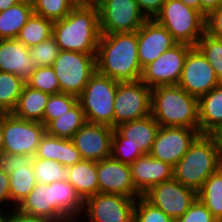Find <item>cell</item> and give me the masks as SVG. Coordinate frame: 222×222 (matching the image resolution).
I'll return each instance as SVG.
<instances>
[{
    "instance_id": "cell-19",
    "label": "cell",
    "mask_w": 222,
    "mask_h": 222,
    "mask_svg": "<svg viewBox=\"0 0 222 222\" xmlns=\"http://www.w3.org/2000/svg\"><path fill=\"white\" fill-rule=\"evenodd\" d=\"M159 128L160 125L151 114L122 123L113 130L112 145H131L143 155L150 154Z\"/></svg>"
},
{
    "instance_id": "cell-39",
    "label": "cell",
    "mask_w": 222,
    "mask_h": 222,
    "mask_svg": "<svg viewBox=\"0 0 222 222\" xmlns=\"http://www.w3.org/2000/svg\"><path fill=\"white\" fill-rule=\"evenodd\" d=\"M59 52L57 41L52 36L29 48L30 57L33 58L36 68L52 66Z\"/></svg>"
},
{
    "instance_id": "cell-11",
    "label": "cell",
    "mask_w": 222,
    "mask_h": 222,
    "mask_svg": "<svg viewBox=\"0 0 222 222\" xmlns=\"http://www.w3.org/2000/svg\"><path fill=\"white\" fill-rule=\"evenodd\" d=\"M135 204L124 195L98 192L84 200L81 216L90 222H133Z\"/></svg>"
},
{
    "instance_id": "cell-15",
    "label": "cell",
    "mask_w": 222,
    "mask_h": 222,
    "mask_svg": "<svg viewBox=\"0 0 222 222\" xmlns=\"http://www.w3.org/2000/svg\"><path fill=\"white\" fill-rule=\"evenodd\" d=\"M32 161L33 156L0 153V169L9 174L10 178L11 211L12 207L17 208L36 186Z\"/></svg>"
},
{
    "instance_id": "cell-2",
    "label": "cell",
    "mask_w": 222,
    "mask_h": 222,
    "mask_svg": "<svg viewBox=\"0 0 222 222\" xmlns=\"http://www.w3.org/2000/svg\"><path fill=\"white\" fill-rule=\"evenodd\" d=\"M96 71L118 82L141 79L137 31L101 34L96 54Z\"/></svg>"
},
{
    "instance_id": "cell-35",
    "label": "cell",
    "mask_w": 222,
    "mask_h": 222,
    "mask_svg": "<svg viewBox=\"0 0 222 222\" xmlns=\"http://www.w3.org/2000/svg\"><path fill=\"white\" fill-rule=\"evenodd\" d=\"M80 0H35L32 4L34 14L51 21L65 18Z\"/></svg>"
},
{
    "instance_id": "cell-38",
    "label": "cell",
    "mask_w": 222,
    "mask_h": 222,
    "mask_svg": "<svg viewBox=\"0 0 222 222\" xmlns=\"http://www.w3.org/2000/svg\"><path fill=\"white\" fill-rule=\"evenodd\" d=\"M25 83L33 89L50 95L60 93V85L52 66L37 68Z\"/></svg>"
},
{
    "instance_id": "cell-52",
    "label": "cell",
    "mask_w": 222,
    "mask_h": 222,
    "mask_svg": "<svg viewBox=\"0 0 222 222\" xmlns=\"http://www.w3.org/2000/svg\"><path fill=\"white\" fill-rule=\"evenodd\" d=\"M23 1H26V2L31 3V4H33L35 2V0H23Z\"/></svg>"
},
{
    "instance_id": "cell-49",
    "label": "cell",
    "mask_w": 222,
    "mask_h": 222,
    "mask_svg": "<svg viewBox=\"0 0 222 222\" xmlns=\"http://www.w3.org/2000/svg\"><path fill=\"white\" fill-rule=\"evenodd\" d=\"M20 0H0V12L8 9L9 7L15 5Z\"/></svg>"
},
{
    "instance_id": "cell-17",
    "label": "cell",
    "mask_w": 222,
    "mask_h": 222,
    "mask_svg": "<svg viewBox=\"0 0 222 222\" xmlns=\"http://www.w3.org/2000/svg\"><path fill=\"white\" fill-rule=\"evenodd\" d=\"M97 176L100 193L120 194L133 199L143 196L135 188L130 165L112 156L97 162Z\"/></svg>"
},
{
    "instance_id": "cell-53",
    "label": "cell",
    "mask_w": 222,
    "mask_h": 222,
    "mask_svg": "<svg viewBox=\"0 0 222 222\" xmlns=\"http://www.w3.org/2000/svg\"><path fill=\"white\" fill-rule=\"evenodd\" d=\"M67 222H76V220H69V221H67ZM77 222H79V221H77Z\"/></svg>"
},
{
    "instance_id": "cell-18",
    "label": "cell",
    "mask_w": 222,
    "mask_h": 222,
    "mask_svg": "<svg viewBox=\"0 0 222 222\" xmlns=\"http://www.w3.org/2000/svg\"><path fill=\"white\" fill-rule=\"evenodd\" d=\"M114 128L86 122L72 137L83 160L100 161L111 156Z\"/></svg>"
},
{
    "instance_id": "cell-6",
    "label": "cell",
    "mask_w": 222,
    "mask_h": 222,
    "mask_svg": "<svg viewBox=\"0 0 222 222\" xmlns=\"http://www.w3.org/2000/svg\"><path fill=\"white\" fill-rule=\"evenodd\" d=\"M154 19L167 29L177 43L196 47L205 33V17L180 0H166Z\"/></svg>"
},
{
    "instance_id": "cell-4",
    "label": "cell",
    "mask_w": 222,
    "mask_h": 222,
    "mask_svg": "<svg viewBox=\"0 0 222 222\" xmlns=\"http://www.w3.org/2000/svg\"><path fill=\"white\" fill-rule=\"evenodd\" d=\"M151 115L160 127L176 126L200 130L198 98L178 85L152 88Z\"/></svg>"
},
{
    "instance_id": "cell-40",
    "label": "cell",
    "mask_w": 222,
    "mask_h": 222,
    "mask_svg": "<svg viewBox=\"0 0 222 222\" xmlns=\"http://www.w3.org/2000/svg\"><path fill=\"white\" fill-rule=\"evenodd\" d=\"M133 222H175V220L141 196L136 199Z\"/></svg>"
},
{
    "instance_id": "cell-20",
    "label": "cell",
    "mask_w": 222,
    "mask_h": 222,
    "mask_svg": "<svg viewBox=\"0 0 222 222\" xmlns=\"http://www.w3.org/2000/svg\"><path fill=\"white\" fill-rule=\"evenodd\" d=\"M138 56L142 69L177 42L155 19H147L137 30Z\"/></svg>"
},
{
    "instance_id": "cell-47",
    "label": "cell",
    "mask_w": 222,
    "mask_h": 222,
    "mask_svg": "<svg viewBox=\"0 0 222 222\" xmlns=\"http://www.w3.org/2000/svg\"><path fill=\"white\" fill-rule=\"evenodd\" d=\"M222 5V0H200V13L206 17Z\"/></svg>"
},
{
    "instance_id": "cell-46",
    "label": "cell",
    "mask_w": 222,
    "mask_h": 222,
    "mask_svg": "<svg viewBox=\"0 0 222 222\" xmlns=\"http://www.w3.org/2000/svg\"><path fill=\"white\" fill-rule=\"evenodd\" d=\"M12 210L13 211H10L6 217L5 222H51L50 220L43 217L22 213L17 208Z\"/></svg>"
},
{
    "instance_id": "cell-5",
    "label": "cell",
    "mask_w": 222,
    "mask_h": 222,
    "mask_svg": "<svg viewBox=\"0 0 222 222\" xmlns=\"http://www.w3.org/2000/svg\"><path fill=\"white\" fill-rule=\"evenodd\" d=\"M118 81L97 71L78 96L88 123L103 124L114 128V100Z\"/></svg>"
},
{
    "instance_id": "cell-27",
    "label": "cell",
    "mask_w": 222,
    "mask_h": 222,
    "mask_svg": "<svg viewBox=\"0 0 222 222\" xmlns=\"http://www.w3.org/2000/svg\"><path fill=\"white\" fill-rule=\"evenodd\" d=\"M68 182L83 200L97 194L99 192L97 162L82 160L69 166Z\"/></svg>"
},
{
    "instance_id": "cell-29",
    "label": "cell",
    "mask_w": 222,
    "mask_h": 222,
    "mask_svg": "<svg viewBox=\"0 0 222 222\" xmlns=\"http://www.w3.org/2000/svg\"><path fill=\"white\" fill-rule=\"evenodd\" d=\"M34 13L31 3L20 0L0 12V39H17L21 28Z\"/></svg>"
},
{
    "instance_id": "cell-21",
    "label": "cell",
    "mask_w": 222,
    "mask_h": 222,
    "mask_svg": "<svg viewBox=\"0 0 222 222\" xmlns=\"http://www.w3.org/2000/svg\"><path fill=\"white\" fill-rule=\"evenodd\" d=\"M135 188L143 195L151 187L173 178V166L150 154L138 157L130 164Z\"/></svg>"
},
{
    "instance_id": "cell-42",
    "label": "cell",
    "mask_w": 222,
    "mask_h": 222,
    "mask_svg": "<svg viewBox=\"0 0 222 222\" xmlns=\"http://www.w3.org/2000/svg\"><path fill=\"white\" fill-rule=\"evenodd\" d=\"M111 156L122 163L130 165L143 154L137 147L131 145H112Z\"/></svg>"
},
{
    "instance_id": "cell-37",
    "label": "cell",
    "mask_w": 222,
    "mask_h": 222,
    "mask_svg": "<svg viewBox=\"0 0 222 222\" xmlns=\"http://www.w3.org/2000/svg\"><path fill=\"white\" fill-rule=\"evenodd\" d=\"M78 102V97L68 93H58L49 96L43 115V125L46 127L52 120L67 112Z\"/></svg>"
},
{
    "instance_id": "cell-9",
    "label": "cell",
    "mask_w": 222,
    "mask_h": 222,
    "mask_svg": "<svg viewBox=\"0 0 222 222\" xmlns=\"http://www.w3.org/2000/svg\"><path fill=\"white\" fill-rule=\"evenodd\" d=\"M45 132V126L41 122L23 120L12 113H3L2 152L34 157Z\"/></svg>"
},
{
    "instance_id": "cell-13",
    "label": "cell",
    "mask_w": 222,
    "mask_h": 222,
    "mask_svg": "<svg viewBox=\"0 0 222 222\" xmlns=\"http://www.w3.org/2000/svg\"><path fill=\"white\" fill-rule=\"evenodd\" d=\"M143 197L174 220L182 216L198 198L197 191L174 177L151 187Z\"/></svg>"
},
{
    "instance_id": "cell-16",
    "label": "cell",
    "mask_w": 222,
    "mask_h": 222,
    "mask_svg": "<svg viewBox=\"0 0 222 222\" xmlns=\"http://www.w3.org/2000/svg\"><path fill=\"white\" fill-rule=\"evenodd\" d=\"M199 135L200 130L187 127H160L150 155L174 167Z\"/></svg>"
},
{
    "instance_id": "cell-1",
    "label": "cell",
    "mask_w": 222,
    "mask_h": 222,
    "mask_svg": "<svg viewBox=\"0 0 222 222\" xmlns=\"http://www.w3.org/2000/svg\"><path fill=\"white\" fill-rule=\"evenodd\" d=\"M99 10L93 1L80 0L63 19L53 22L52 37L60 50L97 54Z\"/></svg>"
},
{
    "instance_id": "cell-7",
    "label": "cell",
    "mask_w": 222,
    "mask_h": 222,
    "mask_svg": "<svg viewBox=\"0 0 222 222\" xmlns=\"http://www.w3.org/2000/svg\"><path fill=\"white\" fill-rule=\"evenodd\" d=\"M60 93L79 96L96 72V54L60 50L52 65Z\"/></svg>"
},
{
    "instance_id": "cell-12",
    "label": "cell",
    "mask_w": 222,
    "mask_h": 222,
    "mask_svg": "<svg viewBox=\"0 0 222 222\" xmlns=\"http://www.w3.org/2000/svg\"><path fill=\"white\" fill-rule=\"evenodd\" d=\"M192 46L177 43L162 53L152 63L142 69L141 81L149 88L177 85L183 70L184 61Z\"/></svg>"
},
{
    "instance_id": "cell-25",
    "label": "cell",
    "mask_w": 222,
    "mask_h": 222,
    "mask_svg": "<svg viewBox=\"0 0 222 222\" xmlns=\"http://www.w3.org/2000/svg\"><path fill=\"white\" fill-rule=\"evenodd\" d=\"M17 209L22 213L55 222L54 182L51 184L36 183L34 189Z\"/></svg>"
},
{
    "instance_id": "cell-10",
    "label": "cell",
    "mask_w": 222,
    "mask_h": 222,
    "mask_svg": "<svg viewBox=\"0 0 222 222\" xmlns=\"http://www.w3.org/2000/svg\"><path fill=\"white\" fill-rule=\"evenodd\" d=\"M151 90L141 80L118 83L114 100V128L151 114Z\"/></svg>"
},
{
    "instance_id": "cell-51",
    "label": "cell",
    "mask_w": 222,
    "mask_h": 222,
    "mask_svg": "<svg viewBox=\"0 0 222 222\" xmlns=\"http://www.w3.org/2000/svg\"><path fill=\"white\" fill-rule=\"evenodd\" d=\"M6 213L4 214V212L2 211V208L0 207V222H5V219L8 216V212Z\"/></svg>"
},
{
    "instance_id": "cell-3",
    "label": "cell",
    "mask_w": 222,
    "mask_h": 222,
    "mask_svg": "<svg viewBox=\"0 0 222 222\" xmlns=\"http://www.w3.org/2000/svg\"><path fill=\"white\" fill-rule=\"evenodd\" d=\"M222 166V136L200 134L173 167V177L198 191Z\"/></svg>"
},
{
    "instance_id": "cell-48",
    "label": "cell",
    "mask_w": 222,
    "mask_h": 222,
    "mask_svg": "<svg viewBox=\"0 0 222 222\" xmlns=\"http://www.w3.org/2000/svg\"><path fill=\"white\" fill-rule=\"evenodd\" d=\"M186 6L200 12V0H180Z\"/></svg>"
},
{
    "instance_id": "cell-33",
    "label": "cell",
    "mask_w": 222,
    "mask_h": 222,
    "mask_svg": "<svg viewBox=\"0 0 222 222\" xmlns=\"http://www.w3.org/2000/svg\"><path fill=\"white\" fill-rule=\"evenodd\" d=\"M25 84L15 74L0 72V109L3 113H11L15 109Z\"/></svg>"
},
{
    "instance_id": "cell-22",
    "label": "cell",
    "mask_w": 222,
    "mask_h": 222,
    "mask_svg": "<svg viewBox=\"0 0 222 222\" xmlns=\"http://www.w3.org/2000/svg\"><path fill=\"white\" fill-rule=\"evenodd\" d=\"M29 47L17 39H0V72H7L28 80L36 71Z\"/></svg>"
},
{
    "instance_id": "cell-44",
    "label": "cell",
    "mask_w": 222,
    "mask_h": 222,
    "mask_svg": "<svg viewBox=\"0 0 222 222\" xmlns=\"http://www.w3.org/2000/svg\"><path fill=\"white\" fill-rule=\"evenodd\" d=\"M141 11L148 19H154L162 9L166 0H136Z\"/></svg>"
},
{
    "instance_id": "cell-8",
    "label": "cell",
    "mask_w": 222,
    "mask_h": 222,
    "mask_svg": "<svg viewBox=\"0 0 222 222\" xmlns=\"http://www.w3.org/2000/svg\"><path fill=\"white\" fill-rule=\"evenodd\" d=\"M99 10L101 34L137 31L148 19L136 0H92Z\"/></svg>"
},
{
    "instance_id": "cell-45",
    "label": "cell",
    "mask_w": 222,
    "mask_h": 222,
    "mask_svg": "<svg viewBox=\"0 0 222 222\" xmlns=\"http://www.w3.org/2000/svg\"><path fill=\"white\" fill-rule=\"evenodd\" d=\"M10 201L11 196L9 174H7L4 170L0 169V207H4L3 205L5 204L12 205L10 204Z\"/></svg>"
},
{
    "instance_id": "cell-14",
    "label": "cell",
    "mask_w": 222,
    "mask_h": 222,
    "mask_svg": "<svg viewBox=\"0 0 222 222\" xmlns=\"http://www.w3.org/2000/svg\"><path fill=\"white\" fill-rule=\"evenodd\" d=\"M222 82L211 64L197 47L186 55L178 86L197 98L210 92Z\"/></svg>"
},
{
    "instance_id": "cell-36",
    "label": "cell",
    "mask_w": 222,
    "mask_h": 222,
    "mask_svg": "<svg viewBox=\"0 0 222 222\" xmlns=\"http://www.w3.org/2000/svg\"><path fill=\"white\" fill-rule=\"evenodd\" d=\"M196 47L213 67L216 76L222 82V40L204 33Z\"/></svg>"
},
{
    "instance_id": "cell-24",
    "label": "cell",
    "mask_w": 222,
    "mask_h": 222,
    "mask_svg": "<svg viewBox=\"0 0 222 222\" xmlns=\"http://www.w3.org/2000/svg\"><path fill=\"white\" fill-rule=\"evenodd\" d=\"M35 157L52 159L67 167L83 160L71 139L54 137L46 132L40 139Z\"/></svg>"
},
{
    "instance_id": "cell-26",
    "label": "cell",
    "mask_w": 222,
    "mask_h": 222,
    "mask_svg": "<svg viewBox=\"0 0 222 222\" xmlns=\"http://www.w3.org/2000/svg\"><path fill=\"white\" fill-rule=\"evenodd\" d=\"M55 222L78 220L82 215L84 200L68 181L54 182Z\"/></svg>"
},
{
    "instance_id": "cell-31",
    "label": "cell",
    "mask_w": 222,
    "mask_h": 222,
    "mask_svg": "<svg viewBox=\"0 0 222 222\" xmlns=\"http://www.w3.org/2000/svg\"><path fill=\"white\" fill-rule=\"evenodd\" d=\"M198 199L218 222H222V166L197 191Z\"/></svg>"
},
{
    "instance_id": "cell-50",
    "label": "cell",
    "mask_w": 222,
    "mask_h": 222,
    "mask_svg": "<svg viewBox=\"0 0 222 222\" xmlns=\"http://www.w3.org/2000/svg\"><path fill=\"white\" fill-rule=\"evenodd\" d=\"M3 114L0 116V153L3 151Z\"/></svg>"
},
{
    "instance_id": "cell-30",
    "label": "cell",
    "mask_w": 222,
    "mask_h": 222,
    "mask_svg": "<svg viewBox=\"0 0 222 222\" xmlns=\"http://www.w3.org/2000/svg\"><path fill=\"white\" fill-rule=\"evenodd\" d=\"M84 111L79 101L67 112L52 120L46 127L48 135L72 139L73 135L86 123Z\"/></svg>"
},
{
    "instance_id": "cell-41",
    "label": "cell",
    "mask_w": 222,
    "mask_h": 222,
    "mask_svg": "<svg viewBox=\"0 0 222 222\" xmlns=\"http://www.w3.org/2000/svg\"><path fill=\"white\" fill-rule=\"evenodd\" d=\"M175 222H218L207 207L197 198L189 209Z\"/></svg>"
},
{
    "instance_id": "cell-28",
    "label": "cell",
    "mask_w": 222,
    "mask_h": 222,
    "mask_svg": "<svg viewBox=\"0 0 222 222\" xmlns=\"http://www.w3.org/2000/svg\"><path fill=\"white\" fill-rule=\"evenodd\" d=\"M49 96L50 94L33 89L25 84L17 105L11 113L17 118L43 124V115Z\"/></svg>"
},
{
    "instance_id": "cell-23",
    "label": "cell",
    "mask_w": 222,
    "mask_h": 222,
    "mask_svg": "<svg viewBox=\"0 0 222 222\" xmlns=\"http://www.w3.org/2000/svg\"><path fill=\"white\" fill-rule=\"evenodd\" d=\"M200 134L222 136V83L198 98Z\"/></svg>"
},
{
    "instance_id": "cell-43",
    "label": "cell",
    "mask_w": 222,
    "mask_h": 222,
    "mask_svg": "<svg viewBox=\"0 0 222 222\" xmlns=\"http://www.w3.org/2000/svg\"><path fill=\"white\" fill-rule=\"evenodd\" d=\"M205 33L222 40V5L205 17Z\"/></svg>"
},
{
    "instance_id": "cell-32",
    "label": "cell",
    "mask_w": 222,
    "mask_h": 222,
    "mask_svg": "<svg viewBox=\"0 0 222 222\" xmlns=\"http://www.w3.org/2000/svg\"><path fill=\"white\" fill-rule=\"evenodd\" d=\"M52 28L53 21L33 13L21 28L17 40L30 48L49 39Z\"/></svg>"
},
{
    "instance_id": "cell-34",
    "label": "cell",
    "mask_w": 222,
    "mask_h": 222,
    "mask_svg": "<svg viewBox=\"0 0 222 222\" xmlns=\"http://www.w3.org/2000/svg\"><path fill=\"white\" fill-rule=\"evenodd\" d=\"M33 170L36 183L51 184L58 181H68L69 167L58 161L33 157Z\"/></svg>"
}]
</instances>
